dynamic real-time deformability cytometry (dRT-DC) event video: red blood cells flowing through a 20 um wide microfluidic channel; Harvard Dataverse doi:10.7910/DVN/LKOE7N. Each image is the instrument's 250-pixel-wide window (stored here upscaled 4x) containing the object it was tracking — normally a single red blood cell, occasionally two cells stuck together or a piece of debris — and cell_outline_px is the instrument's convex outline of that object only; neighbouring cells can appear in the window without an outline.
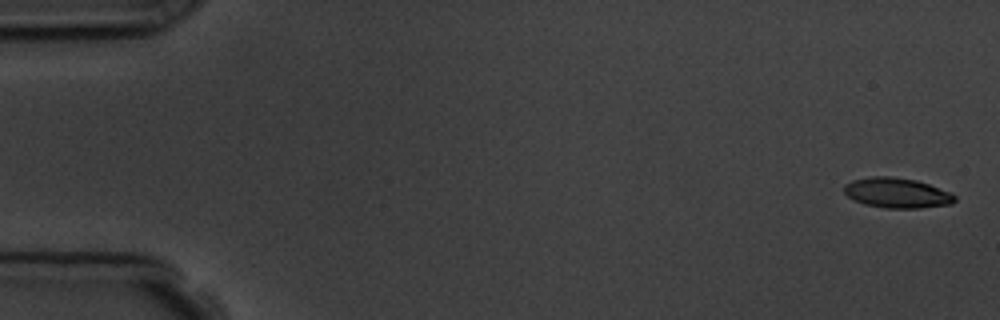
{"species": "common noctule bat (a hibernating species)", "species_latin": "Nyctalus noctula", "temperature_condition": "room temperature", "stored_images_in_passage": 15, "camera_frame_rate_fps": 3000, "um_per_image_px": 0.085, "animal": {"sex": "male", "body_mass_g": 19.5, "forearm_length_mm": 54.6}, "frame": {"image": 1, "passage_image": 1, "time_ms": 0.0, "image_size_px": [1000, 320], "cell_outline_px": [[956, 200], [952, 204], [920, 208], [884, 208], [864, 204], [852, 200], [844, 192], [844, 184], [852, 180], [872, 176], [888, 176], [916, 180], [952, 192], [956, 196]], "centroid_in_image_um": [76.24, 16.4], "position_along_channel_um": 8.8, "area_um2": 19.59}, "authors_computed_cell_mechanics": {"area_um2": 20.6924, "velocity_mm_per_s": 3.7472, "shape_relaxation_time_tau1_ms": 2.6907, "shape_relaxation_time_tau2_ms": null, "deformation_change_tau1": 0.1115, "deformation_change_tau2": null}}